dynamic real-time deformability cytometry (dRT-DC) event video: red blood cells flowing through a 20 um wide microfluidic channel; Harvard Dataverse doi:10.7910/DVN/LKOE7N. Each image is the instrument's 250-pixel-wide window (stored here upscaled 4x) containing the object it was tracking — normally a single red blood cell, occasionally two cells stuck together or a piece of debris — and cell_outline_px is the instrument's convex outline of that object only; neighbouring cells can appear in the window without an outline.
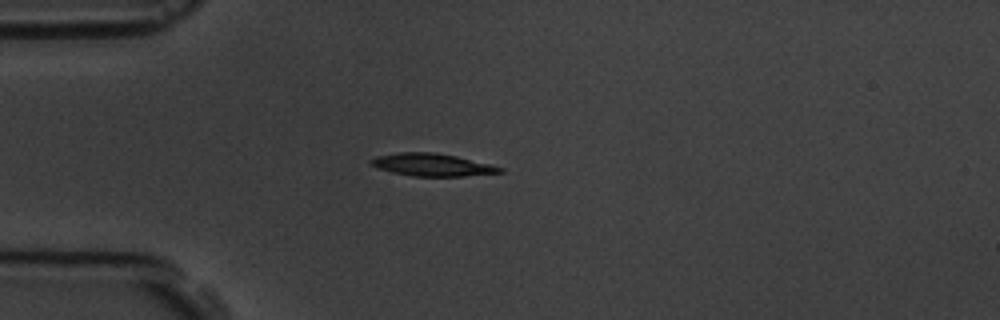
{"species": "common noctule bat (a hibernating species)", "species_latin": "Nyctalus noctula", "temperature_condition": "room temperature", "stored_images_in_passage": 9, "camera_frame_rate_fps": 3000, "um_per_image_px": 0.085, "animal": {"sex": "male", "body_mass_g": 19.5, "forearm_length_mm": 54.6}, "frame": {"image": 1, "passage_image": 3, "time_ms": 3.333, "image_size_px": [1000, 320], "cell_outline_px": [[504, 172], [464, 176], [412, 176], [392, 172], [368, 164], [368, 160], [376, 156], [396, 152], [432, 152], [456, 156], [504, 168]], "centroid_in_image_um": [36.68, 14.0], "position_along_channel_um": 48.3, "area_um2": 16.88}}
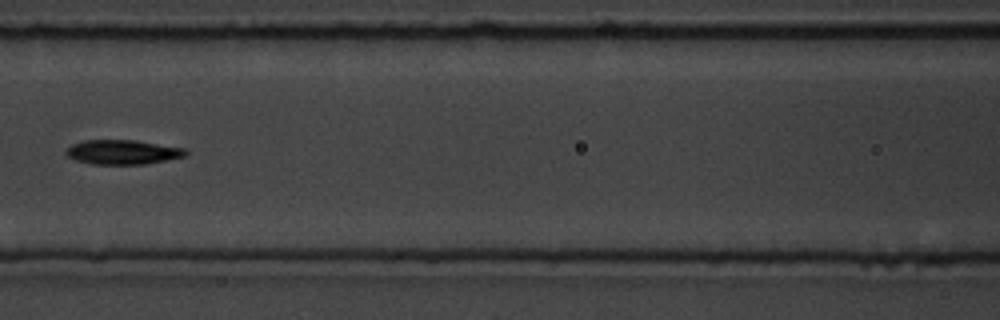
{"frame": {"image": 2, "passage_image": 6, "time_ms": 6.667, "image_size_px": [1000, 320], "cell_outline_px": [[188, 152], [184, 156], [144, 164], [92, 164], [76, 160], [68, 156], [64, 152], [72, 144], [84, 140], [136, 140], [184, 148]], "centroid_in_image_um": [10.4, 12.92], "position_along_channel_um": 156.2, "area_um2": 16.88}}